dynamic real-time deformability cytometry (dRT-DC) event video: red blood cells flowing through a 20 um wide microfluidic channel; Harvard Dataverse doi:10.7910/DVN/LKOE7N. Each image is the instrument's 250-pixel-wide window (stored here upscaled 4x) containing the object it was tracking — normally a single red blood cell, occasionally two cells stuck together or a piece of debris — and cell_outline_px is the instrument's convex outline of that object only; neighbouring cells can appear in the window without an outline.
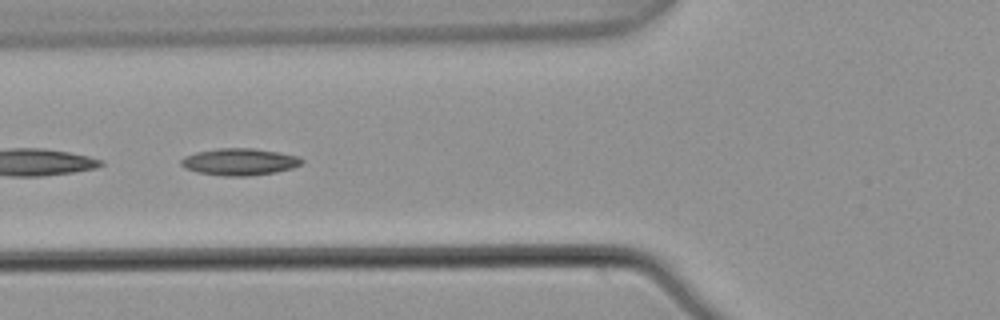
{"species": "common noctule bat (a hibernating species)", "species_latin": "Nyctalus noctula", "temperature_condition": "warm", "stored_images_in_passage": 6, "camera_frame_rate_fps": 3000, "um_per_image_px": 0.085, "animal": {"sex": "male", "body_mass_g": 21.5, "forearm_length_mm": 52.0}, "frame": {"image": 1, "passage_image": 4, "time_ms": 1.0, "image_size_px": [1000, 320], "cell_outline_px": [[304, 160], [300, 164], [292, 168], [276, 172], [248, 176], [224, 176], [196, 172], [184, 168], [180, 164], [180, 160], [184, 156], [196, 152], [216, 148], [252, 148], [276, 152], [296, 156]], "centroid_in_image_um": [20.29, 13.76], "position_along_channel_um": 105.5, "area_um2": 18.9}}